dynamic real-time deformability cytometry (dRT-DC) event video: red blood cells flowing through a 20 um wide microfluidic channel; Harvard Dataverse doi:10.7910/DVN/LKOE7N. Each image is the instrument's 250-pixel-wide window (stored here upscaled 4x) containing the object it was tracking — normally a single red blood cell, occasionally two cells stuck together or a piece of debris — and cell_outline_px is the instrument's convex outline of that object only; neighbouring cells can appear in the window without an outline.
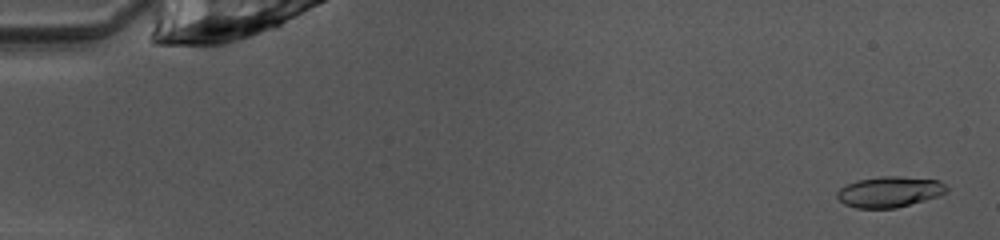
{"species": "common noctule bat (a hibernating species)", "species_latin": "Nyctalus noctula", "temperature_condition": "warm", "stored_images_in_passage": 50, "camera_frame_rate_fps": 3000, "um_per_image_px": 0.085, "animal": {"sex": "female", "body_mass_g": 10.0, "forearm_length_mm": 53.1}, "frame": {"image": 1, "passage_image": 2, "time_ms": 0.333, "image_size_px": [1000, 240], "cell_outline_px": [[948, 188], [944, 192], [936, 196], [924, 200], [896, 208], [856, 208], [844, 204], [836, 196], [836, 192], [840, 188], [856, 180], [880, 176], [900, 176], [940, 180]], "centroid_in_image_um": [75.57, 16.3], "position_along_channel_um": 9.4, "area_um2": 19.54}}
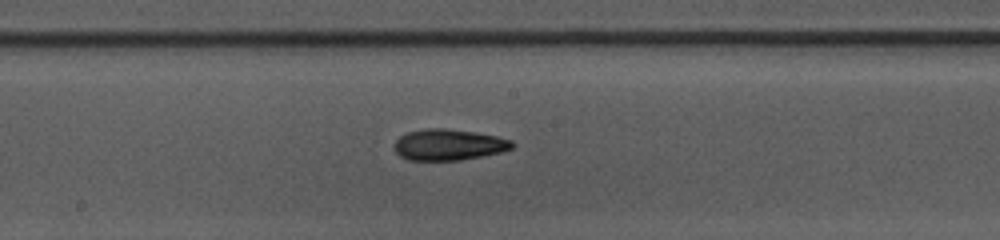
{"frame": {"image": 2, "passage_image": 27, "time_ms": 8.667, "image_size_px": [1000, 240], "cell_outline_px": [[516, 144], [512, 148], [500, 152], [460, 160], [408, 160], [400, 156], [396, 152], [396, 140], [400, 136], [408, 132], [424, 128], [444, 128], [476, 132], [496, 136], [512, 140]], "centroid_in_image_um": [38.15, 12.29], "position_along_channel_um": 210.0, "area_um2": 21.27}}
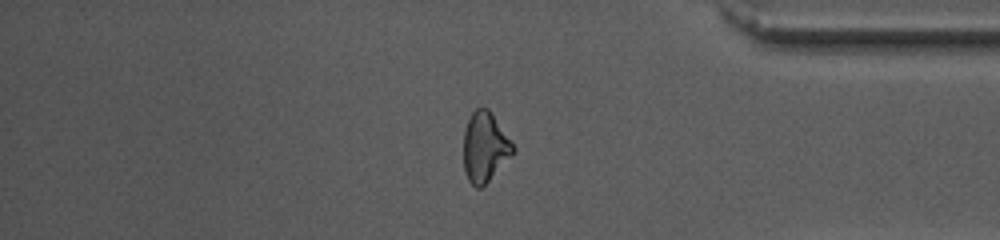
{"frame": {"image": 3, "passage_image": 42, "time_ms": 13.667, "image_size_px": [1000, 240], "cell_outline_px": [[516, 152], [480, 188], [476, 188], [468, 180], [464, 172], [464, 132], [468, 120], [472, 112], [476, 108], [488, 108], [516, 148]], "centroid_in_image_um": [41.22, 12.51], "position_along_channel_um": 394.0, "area_um2": 19.94}, "authors_computed_cell_mechanics": {"area_um2": 20.23, "velocity_mm_per_s": 4.0336, "shape_relaxation_time_tau1_ms": 2.7002, "shape_relaxation_time_tau2_ms": 3.0619, "deformation_change_tau1": 0.1362, "deformation_change_tau2": 0.1263}}